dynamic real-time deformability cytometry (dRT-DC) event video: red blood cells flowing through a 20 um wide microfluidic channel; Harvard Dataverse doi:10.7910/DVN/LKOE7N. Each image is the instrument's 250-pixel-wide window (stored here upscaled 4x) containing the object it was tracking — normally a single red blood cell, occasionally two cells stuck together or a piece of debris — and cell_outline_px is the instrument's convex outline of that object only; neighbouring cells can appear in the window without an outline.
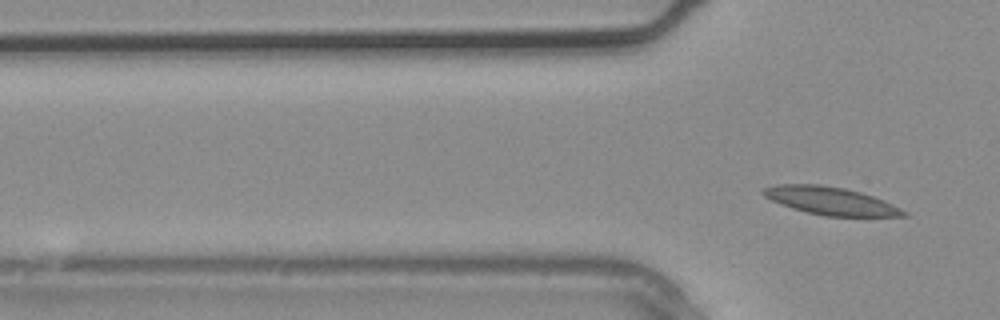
{"species": "common noctule bat (a hibernating species)", "species_latin": "Nyctalus noctula", "temperature_condition": "warm", "stored_images_in_passage": 4, "camera_frame_rate_fps": 3000, "um_per_image_px": 0.085, "animal": {"sex": "male", "body_mass_g": 20.4}, "frame": {"image": 1, "passage_image": 4, "time_ms": 1.0, "image_size_px": [1000, 320], "cell_outline_px": [[908, 216], [824, 216], [792, 208], [780, 204], [764, 196], [760, 192], [764, 188], [776, 184], [820, 184], [844, 188], [860, 192], [884, 200], [908, 212]], "centroid_in_image_um": [70.59, 17.07], "position_along_channel_um": 55.2, "area_um2": 22.66}}